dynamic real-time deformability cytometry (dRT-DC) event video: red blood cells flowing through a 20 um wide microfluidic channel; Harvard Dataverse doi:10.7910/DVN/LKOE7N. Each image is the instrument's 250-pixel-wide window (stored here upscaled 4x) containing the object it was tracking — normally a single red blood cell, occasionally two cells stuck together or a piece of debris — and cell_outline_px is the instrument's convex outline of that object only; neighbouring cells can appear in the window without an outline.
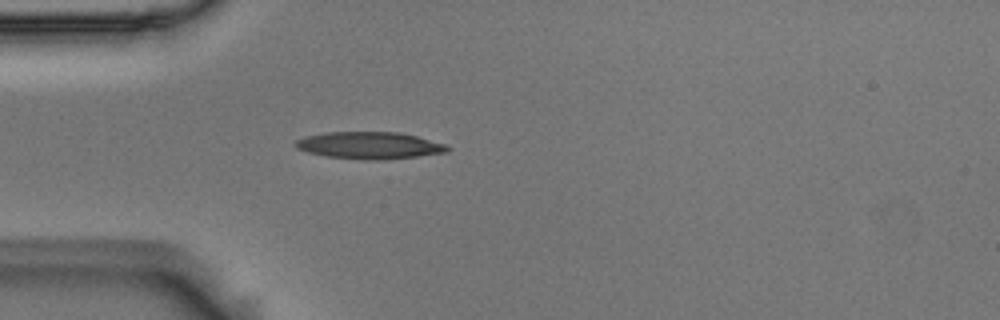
{"species": "Egyptian fruit bat (a non-hibernating species)", "species_latin": "Rousettus aegyptiacus", "temperature_condition": "room temperature", "stored_images_in_passage": 3, "camera_frame_rate_fps": 3000, "um_per_image_px": 0.085, "animal": {"sex": "male"}, "frame": {"image": 1, "passage_image": 3, "time_ms": 0.667, "image_size_px": [1000, 320], "cell_outline_px": [[452, 148], [448, 152], [384, 160], [364, 160], [328, 156], [308, 152], [296, 148], [292, 144], [296, 140], [304, 136], [328, 132], [400, 132], [416, 136], [444, 144]], "centroid_in_image_um": [31.38, 12.36], "position_along_channel_um": 53.6, "area_um2": 23.93}}